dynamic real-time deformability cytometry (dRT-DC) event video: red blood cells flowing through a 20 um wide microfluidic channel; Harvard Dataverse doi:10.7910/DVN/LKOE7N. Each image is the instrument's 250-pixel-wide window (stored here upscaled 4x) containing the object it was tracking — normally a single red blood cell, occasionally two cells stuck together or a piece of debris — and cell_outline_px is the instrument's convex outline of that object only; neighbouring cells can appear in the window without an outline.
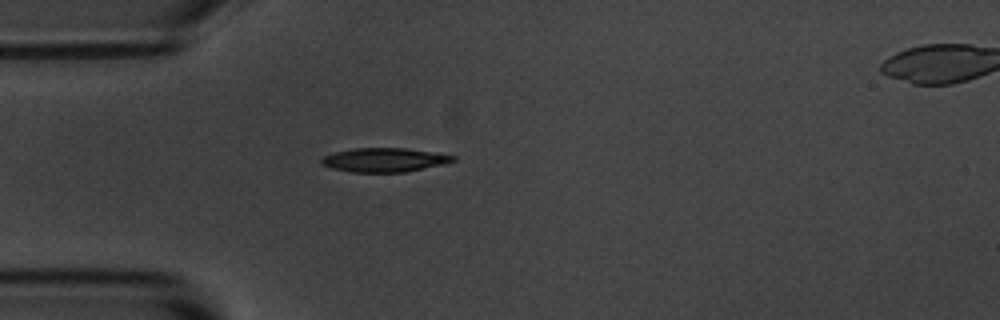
{"species": "common noctule bat (a hibernating species)", "species_latin": "Nyctalus noctula", "temperature_condition": "room temperature", "stored_images_in_passage": 41, "camera_frame_rate_fps": 3000, "um_per_image_px": 0.085, "animal": {"sex": "male", "body_mass_g": 20.1, "forearm_length_mm": 53.5}, "frame": {"image": 1, "passage_image": 2, "time_ms": 0.333, "image_size_px": [1000, 320], "cell_outline_px": [[456, 160], [440, 164], [404, 172], [352, 172], [332, 168], [320, 164], [320, 160], [324, 156], [336, 152], [356, 148], [404, 148], [456, 156]], "centroid_in_image_um": [32.61, 13.59], "position_along_channel_um": 52.4, "area_um2": 17.98}}
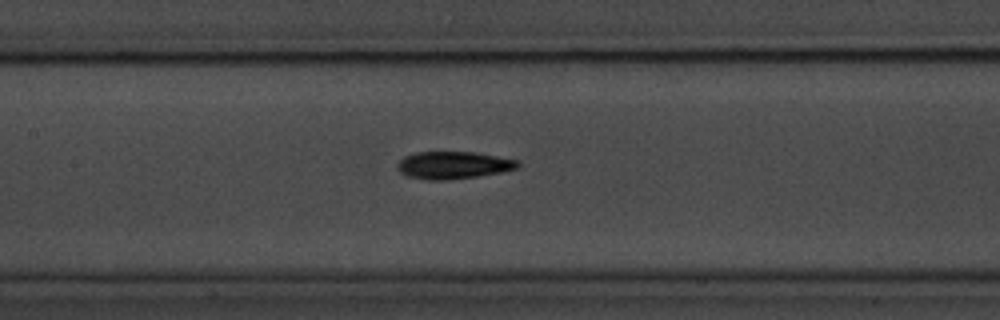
{"frame": {"image": 2, "passage_image": 12, "time_ms": 3.667, "image_size_px": [1000, 320], "cell_outline_px": [[520, 164], [516, 168], [500, 172], [476, 176], [444, 180], [428, 180], [408, 176], [400, 172], [396, 168], [396, 164], [404, 156], [416, 152], [476, 152], [516, 160]], "centroid_in_image_um": [38.47, 14.03], "position_along_channel_um": 168.9, "area_um2": 19.02}}
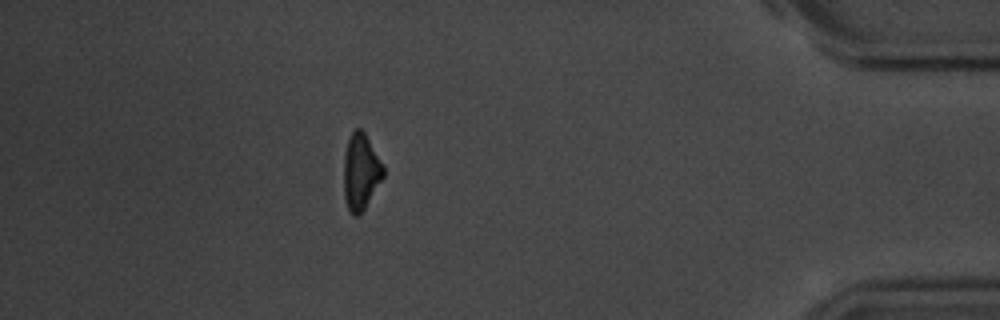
{"frame": {"image": 3, "passage_image": 35, "time_ms": 11.333, "image_size_px": [1000, 320], "cell_outline_px": [[384, 176], [364, 208], [356, 216], [352, 216], [348, 208], [344, 196], [344, 152], [348, 140], [352, 132], [356, 128], [360, 128], [364, 132], [384, 164]], "centroid_in_image_um": [30.67, 14.57], "position_along_channel_um": 404.5, "area_um2": 17.46}, "authors_computed_cell_mechanics": {"area_um2": 18.5538, "velocity_mm_per_s": 3.6937, "shape_relaxation_time_tau1_ms": 2.7316, "shape_relaxation_time_tau2_ms": 8.5002, "deformation_change_tau1": 0.1414, "deformation_change_tau2": 0.1662}}